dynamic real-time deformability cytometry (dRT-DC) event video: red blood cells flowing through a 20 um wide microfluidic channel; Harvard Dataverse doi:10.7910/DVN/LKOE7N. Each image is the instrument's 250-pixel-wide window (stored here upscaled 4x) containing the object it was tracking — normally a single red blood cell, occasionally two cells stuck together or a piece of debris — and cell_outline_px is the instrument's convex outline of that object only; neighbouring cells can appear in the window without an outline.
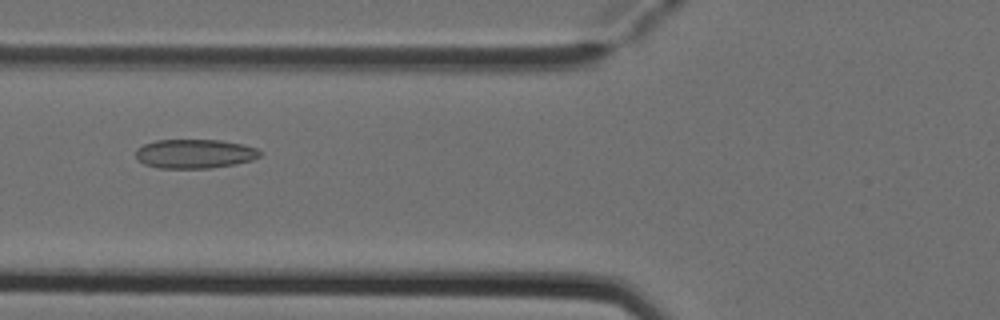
{"species": "Egyptian fruit bat (a non-hibernating species)", "species_latin": "Rousettus aegyptiacus", "temperature_condition": "cold", "stored_images_in_passage": 5, "camera_frame_rate_fps": 3000, "um_per_image_px": 0.085, "animal": {"sex": "female"}, "frame": {"image": 1, "passage_image": 5, "time_ms": 1.333, "image_size_px": [1000, 320], "cell_outline_px": [[260, 156], [252, 160], [236, 164], [212, 168], [156, 168], [144, 164], [136, 156], [136, 148], [144, 144], [156, 140], [220, 140], [244, 144], [256, 148], [260, 152]], "centroid_in_image_um": [16.55, 13.07], "position_along_channel_um": 109.3, "area_um2": 21.15}}